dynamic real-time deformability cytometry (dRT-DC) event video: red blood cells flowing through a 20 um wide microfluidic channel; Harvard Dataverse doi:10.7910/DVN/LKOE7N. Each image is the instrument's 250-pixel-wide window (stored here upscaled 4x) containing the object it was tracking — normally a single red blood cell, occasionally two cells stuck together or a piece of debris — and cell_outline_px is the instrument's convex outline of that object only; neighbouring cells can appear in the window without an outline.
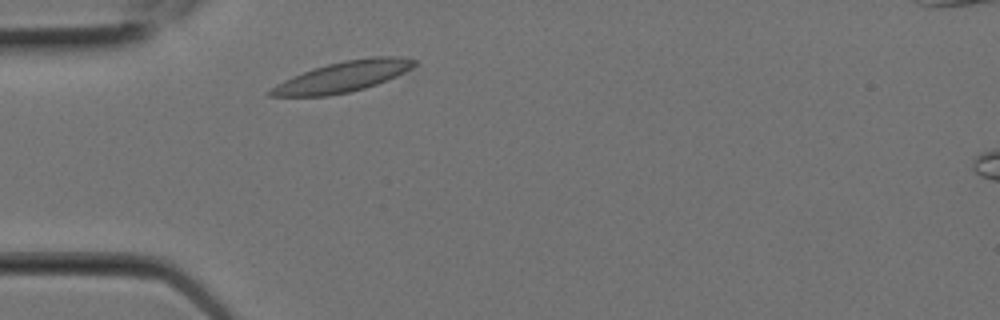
{"species": "Egyptian fruit bat (a non-hibernating species)", "species_latin": "Rousettus aegyptiacus", "temperature_condition": "room temperature", "stored_images_in_passage": 2, "camera_frame_rate_fps": 3000, "um_per_image_px": 0.085, "animal": {"sex": "female"}, "frame": {"image": 1, "passage_image": 2, "time_ms": 0.333, "image_size_px": [1000, 320], "cell_outline_px": [[416, 64], [412, 68], [396, 76], [376, 84], [364, 88], [348, 92], [328, 96], [268, 96], [268, 92], [276, 84], [292, 76], [328, 64], [344, 60], [372, 56], [400, 56], [416, 60]], "centroid_in_image_um": [29.16, 6.51], "position_along_channel_um": 55.8, "area_um2": 25.37}}